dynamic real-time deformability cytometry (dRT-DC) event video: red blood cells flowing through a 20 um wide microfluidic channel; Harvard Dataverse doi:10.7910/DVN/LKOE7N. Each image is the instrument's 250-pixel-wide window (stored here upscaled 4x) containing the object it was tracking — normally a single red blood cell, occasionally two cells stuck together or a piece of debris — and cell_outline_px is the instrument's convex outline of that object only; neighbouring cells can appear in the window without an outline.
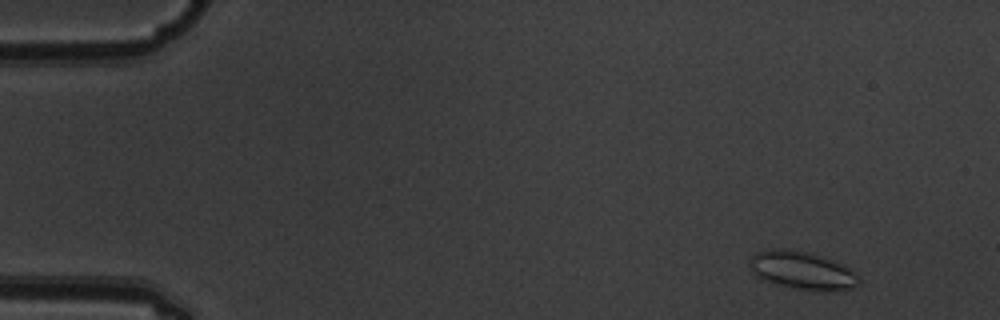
{"species": "common noctule bat (a hibernating species)", "species_latin": "Nyctalus noctula", "temperature_condition": "warm", "stored_images_in_passage": 5, "camera_frame_rate_fps": 3000, "um_per_image_px": 0.085, "animal": {"sex": "male", "body_mass_g": 19.5, "forearm_length_mm": 54.6}, "frame": {"image": 1, "passage_image": 2, "time_ms": 0.333, "image_size_px": [1000, 320], "cell_outline_px": [[860, 284], [852, 288], [836, 292], [820, 292], [776, 284], [764, 280], [756, 276], [748, 264], [748, 260], [756, 252], [772, 248], [784, 248], [808, 252], [824, 256], [844, 264], [852, 268], [856, 272], [860, 280]], "centroid_in_image_um": [68.25, 22.99], "position_along_channel_um": 16.8, "area_um2": 24.85}}
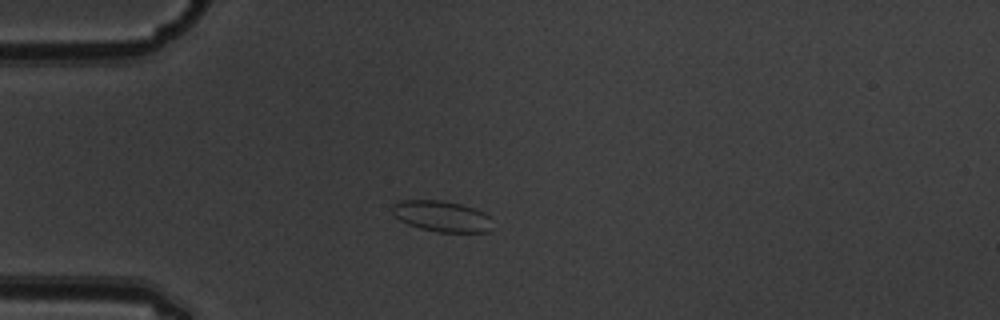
{"frame": {"image": 2, "passage_image": 5, "time_ms": 1.333, "image_size_px": [1000, 320], "cell_outline_px": [[488, 232], [440, 232], [420, 228], [408, 224], [400, 220], [392, 212], [392, 204], [400, 200], [440, 200], [460, 204], [484, 212], [488, 216]], "centroid_in_image_um": [37.47, 18.37], "position_along_channel_um": 47.5, "area_um2": 17.69}}